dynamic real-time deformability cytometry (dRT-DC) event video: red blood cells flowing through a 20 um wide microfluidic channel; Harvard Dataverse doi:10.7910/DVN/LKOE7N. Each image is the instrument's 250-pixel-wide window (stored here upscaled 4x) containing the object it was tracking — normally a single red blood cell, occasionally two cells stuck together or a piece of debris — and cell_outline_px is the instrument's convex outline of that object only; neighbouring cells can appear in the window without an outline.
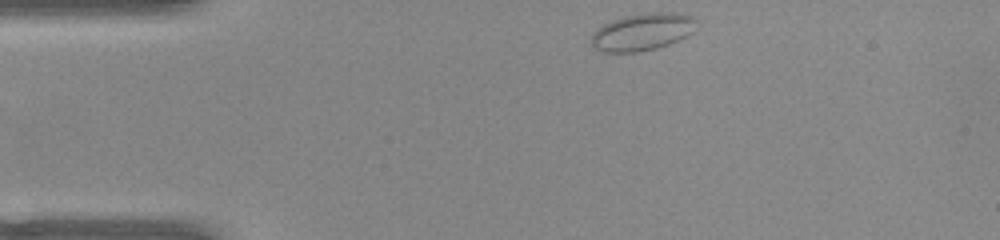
{"species": "common noctule bat (a hibernating species)", "species_latin": "Nyctalus noctula", "temperature_condition": "warm", "stored_images_in_passage": 43, "camera_frame_rate_fps": 3000, "um_per_image_px": 0.085, "animal": {"sex": "female", "body_mass_g": 22.0, "forearm_length_mm": 56.7}, "frame": {"image": 1, "passage_image": 1, "time_ms": 0.0, "image_size_px": [1000, 240], "cell_outline_px": [[696, 32], [688, 36], [668, 44], [656, 48], [636, 52], [600, 52], [592, 48], [592, 32], [596, 28], [612, 20], [624, 16], [648, 12], [672, 12], [688, 16], [696, 20]], "centroid_in_image_um": [54.59, 2.71], "position_along_channel_um": 30.4, "area_um2": 23.0}}
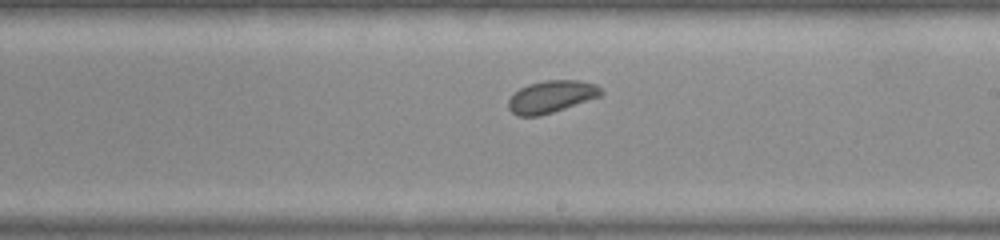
{"frame": {"image": 2, "passage_image": 21, "time_ms": 6.667, "image_size_px": [1000, 240], "cell_outline_px": [[604, 92], [600, 96], [540, 116], [516, 116], [508, 108], [508, 100], [520, 88], [528, 84], [544, 80], [580, 80], [596, 84], [604, 88]], "centroid_in_image_um": [46.88, 8.2], "position_along_channel_um": 242.1, "area_um2": 17.4}}
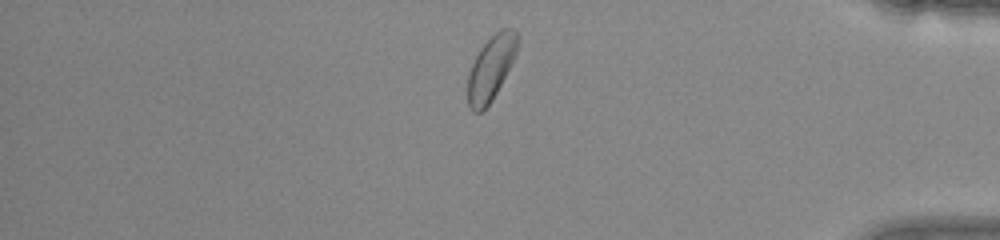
{"frame": {"image": 3, "passage_image": 35, "time_ms": 11.333, "image_size_px": [1000, 240], "cell_outline_px": [[520, 40], [516, 52], [492, 100], [480, 112], [472, 112], [468, 104], [468, 76], [472, 64], [480, 48], [500, 28], [512, 28], [516, 32]], "centroid_in_image_um": [41.73, 5.75], "position_along_channel_um": 393.5, "area_um2": 18.21}, "authors_computed_cell_mechanics": {"area_um2": 18.2648, "velocity_mm_per_s": 3.9047, "shape_relaxation_time_tau1_ms": 1.9041, "shape_relaxation_time_tau2_ms": null, "deformation_change_tau1": 0.0245, "deformation_change_tau2": null}}